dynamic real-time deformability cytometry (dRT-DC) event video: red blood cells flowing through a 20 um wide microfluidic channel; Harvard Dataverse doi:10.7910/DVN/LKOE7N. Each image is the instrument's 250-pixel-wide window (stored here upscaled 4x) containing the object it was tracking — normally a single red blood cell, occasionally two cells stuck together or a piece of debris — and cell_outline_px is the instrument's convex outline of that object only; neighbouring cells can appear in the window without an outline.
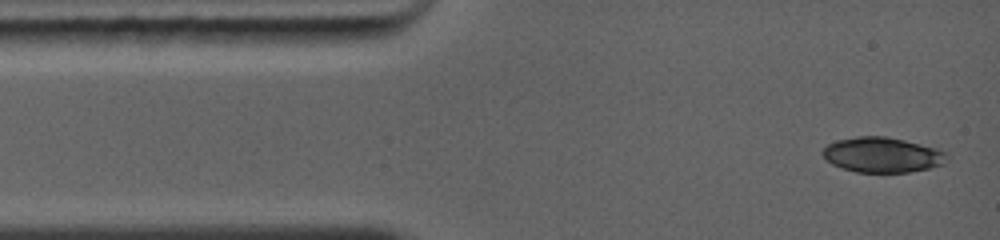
{"species": "common noctule bat (a hibernating species)", "species_latin": "Nyctalus noctula", "temperature_condition": "warm", "stored_images_in_passage": 5, "camera_frame_rate_fps": 5000, "um_per_image_px": 0.085, "animal": {"sex": "female", "body_mass_g": 19.0, "forearm_length_mm": 56.7}, "frame": {"image": 1, "passage_image": 1, "time_ms": 0.0, "image_size_px": [1000, 240], "cell_outline_px": [[944, 152], [940, 164], [928, 168], [908, 172], [856, 172], [832, 164], [820, 152], [828, 144], [836, 140], [856, 136], [888, 136], [936, 148]], "centroid_in_image_um": [74.9, 13.14], "position_along_channel_um": 10.1, "area_um2": 24.91}}
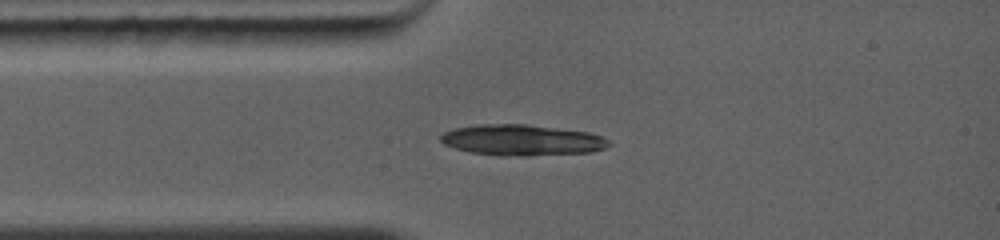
{"frame": {"image": 2, "passage_image": 5, "time_ms": 2.0, "image_size_px": [1000, 240], "cell_outline_px": [[612, 144], [608, 148], [592, 152], [528, 156], [504, 156], [468, 152], [444, 144], [440, 140], [440, 136], [444, 132], [452, 128], [476, 124], [524, 124], [588, 132], [600, 136], [608, 140]], "centroid_in_image_um": [44.36, 11.91], "position_along_channel_um": 40.6, "area_um2": 30.52}}